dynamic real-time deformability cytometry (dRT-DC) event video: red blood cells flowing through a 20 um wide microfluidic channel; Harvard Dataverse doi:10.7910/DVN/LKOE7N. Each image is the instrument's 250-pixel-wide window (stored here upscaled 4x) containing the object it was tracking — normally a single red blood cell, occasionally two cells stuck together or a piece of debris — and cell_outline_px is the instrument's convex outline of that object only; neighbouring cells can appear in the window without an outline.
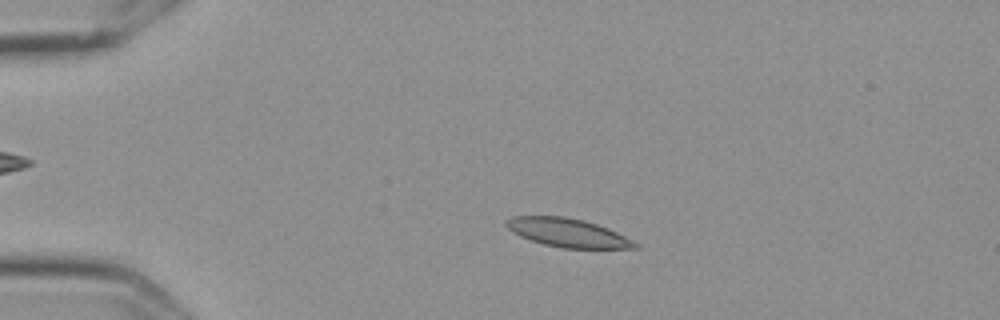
{"species": "Egyptian fruit bat (a non-hibernating species)", "species_latin": "Rousettus aegyptiacus", "temperature_condition": "cold", "stored_images_in_passage": 49, "camera_frame_rate_fps": 3000, "um_per_image_px": 0.085, "frame": {"image": 1, "passage_image": 5, "time_ms": 1.333, "image_size_px": [1000, 320], "cell_outline_px": [[640, 248], [560, 248], [544, 244], [520, 236], [512, 232], [504, 224], [512, 216], [564, 216], [584, 220], [608, 228], [640, 244]], "centroid_in_image_um": [48.26, 19.78], "position_along_channel_um": 36.7, "area_um2": 21.33}}
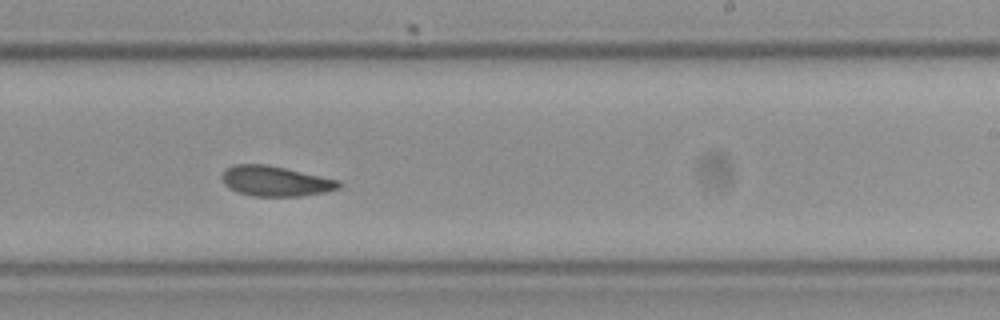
{"frame": {"image": 2, "passage_image": 28, "time_ms": 9.0, "image_size_px": [1000, 320], "cell_outline_px": [[340, 188], [324, 192], [300, 196], [252, 196], [228, 188], [224, 184], [220, 176], [224, 168], [236, 164], [268, 164], [340, 180]], "centroid_in_image_um": [23.38, 15.38], "position_along_channel_um": 265.6, "area_um2": 20.69}}
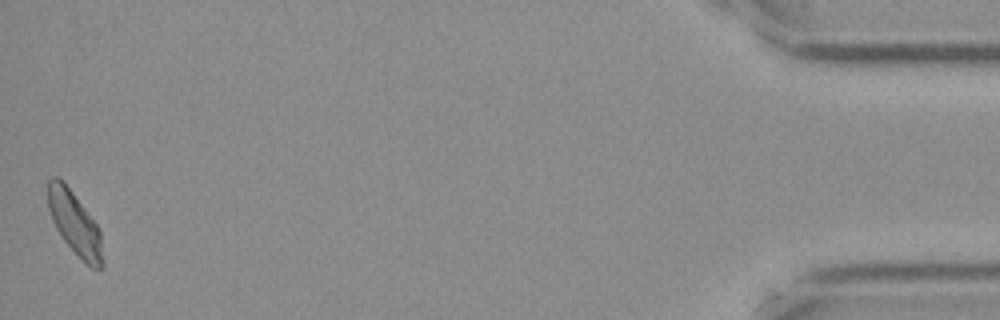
{"frame": {"image": 3, "passage_image": 49, "time_ms": 16.0, "image_size_px": [1000, 320], "cell_outline_px": [[104, 268], [92, 268], [64, 240], [56, 228], [52, 220], [48, 208], [48, 180], [52, 176], [56, 176], [64, 180], [96, 224], [100, 232], [104, 260]], "centroid_in_image_um": [6.35, 18.95], "position_along_channel_um": 428.9, "area_um2": 19.88}, "authors_computed_cell_mechanics": {"area_um2": 20.6924, "velocity_mm_per_s": 3.5735, "shape_relaxation_time_tau1_ms": null, "shape_relaxation_time_tau2_ms": 4.1475, "deformation_change_tau1": null, "deformation_change_tau2": 0.0852}}